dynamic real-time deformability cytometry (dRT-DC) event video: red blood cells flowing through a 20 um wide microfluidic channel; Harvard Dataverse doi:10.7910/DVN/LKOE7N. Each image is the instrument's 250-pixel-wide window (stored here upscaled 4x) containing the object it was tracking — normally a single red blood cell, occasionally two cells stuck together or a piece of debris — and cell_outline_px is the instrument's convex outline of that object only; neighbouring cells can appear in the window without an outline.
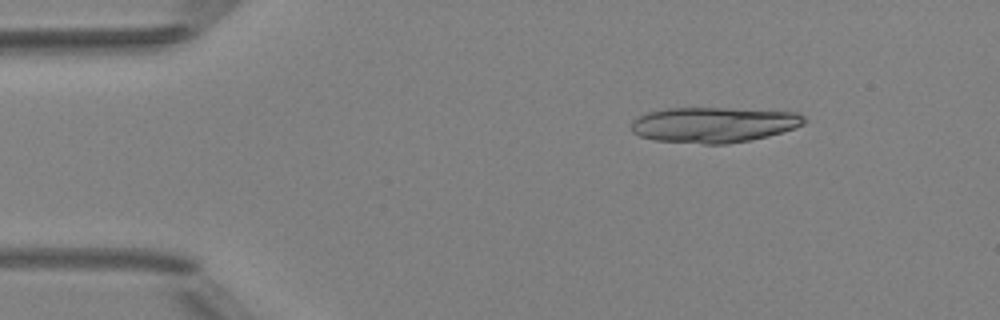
{"species": "Egyptian fruit bat (a non-hibernating species)", "species_latin": "Rousettus aegyptiacus", "temperature_condition": "room temperature", "stored_images_in_passage": 3, "camera_frame_rate_fps": 3000, "um_per_image_px": 0.085, "animal": {"sex": "female"}, "frame": {"image": 1, "passage_image": 1, "time_ms": 0.0, "image_size_px": [1000, 320], "cell_outline_px": [[808, 120], [804, 124], [768, 136], [748, 140], [724, 144], [704, 144], [656, 140], [640, 136], [632, 132], [632, 120], [636, 116], [648, 112], [664, 108], [728, 108], [796, 112], [804, 116]], "centroid_in_image_um": [60.64, 10.59], "position_along_channel_um": 24.4, "area_um2": 35.66}}